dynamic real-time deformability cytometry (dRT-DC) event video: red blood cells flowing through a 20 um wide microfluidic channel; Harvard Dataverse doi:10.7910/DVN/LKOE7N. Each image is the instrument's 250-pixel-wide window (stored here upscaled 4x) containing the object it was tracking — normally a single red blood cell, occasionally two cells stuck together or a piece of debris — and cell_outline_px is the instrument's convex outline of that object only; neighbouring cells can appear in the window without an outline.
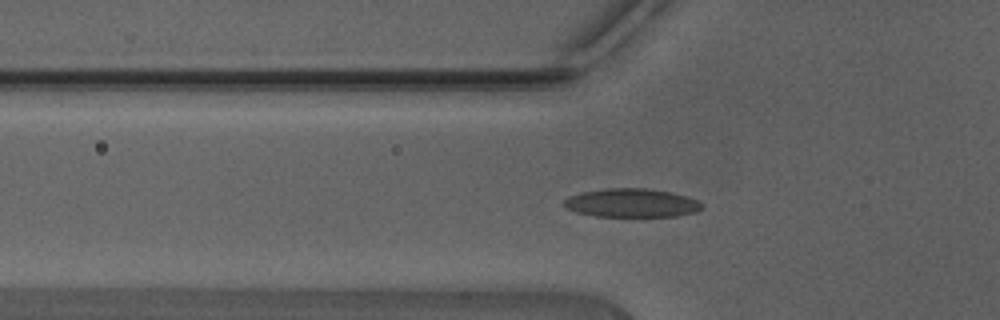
{"species": "Egyptian fruit bat (a non-hibernating species)", "species_latin": "Rousettus aegyptiacus", "temperature_condition": "warm", "stored_images_in_passage": 27, "camera_frame_rate_fps": 3000, "um_per_image_px": 0.085, "animal": {"sex": "male"}, "frame": {"image": 1, "passage_image": 5, "time_ms": 1.333, "image_size_px": [1000, 320], "cell_outline_px": [[704, 208], [696, 212], [676, 216], [596, 216], [576, 212], [564, 208], [564, 200], [568, 196], [580, 192], [604, 188], [648, 188], [672, 192], [688, 196], [704, 204]], "centroid_in_image_um": [53.69, 17.24], "position_along_channel_um": 72.1, "area_um2": 23.29}}
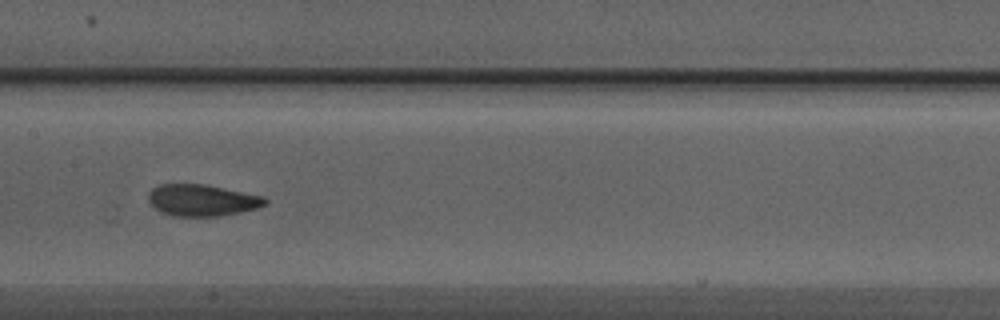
{"frame": {"image": 2, "passage_image": 13, "time_ms": 4.0, "image_size_px": [1000, 320], "cell_outline_px": [[268, 204], [256, 208], [216, 216], [176, 216], [160, 212], [148, 200], [148, 192], [152, 188], [160, 184], [204, 184], [264, 196], [268, 200]], "centroid_in_image_um": [17.16, 17.01], "position_along_channel_um": 190.2, "area_um2": 21.33}}
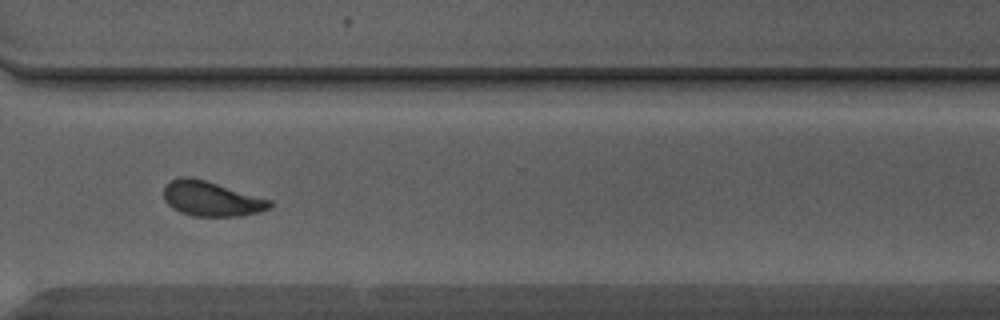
{"frame": {"image": 3, "passage_image": 24, "time_ms": 7.667, "image_size_px": [1000, 320], "cell_outline_px": [[272, 208], [240, 216], [192, 216], [180, 212], [172, 208], [164, 200], [164, 188], [172, 180], [180, 176], [192, 176], [272, 200]], "centroid_in_image_um": [17.96, 16.89], "position_along_channel_um": 352.6, "area_um2": 21.56}, "authors_computed_cell_mechanics": {"area_um2": 21.4438, "velocity_mm_per_s": 4.4345, "shape_relaxation_time_tau1_ms": 2.676, "shape_relaxation_time_tau2_ms": 1.0341, "deformation_change_tau1": 0.1274, "deformation_change_tau2": 0.0567}}